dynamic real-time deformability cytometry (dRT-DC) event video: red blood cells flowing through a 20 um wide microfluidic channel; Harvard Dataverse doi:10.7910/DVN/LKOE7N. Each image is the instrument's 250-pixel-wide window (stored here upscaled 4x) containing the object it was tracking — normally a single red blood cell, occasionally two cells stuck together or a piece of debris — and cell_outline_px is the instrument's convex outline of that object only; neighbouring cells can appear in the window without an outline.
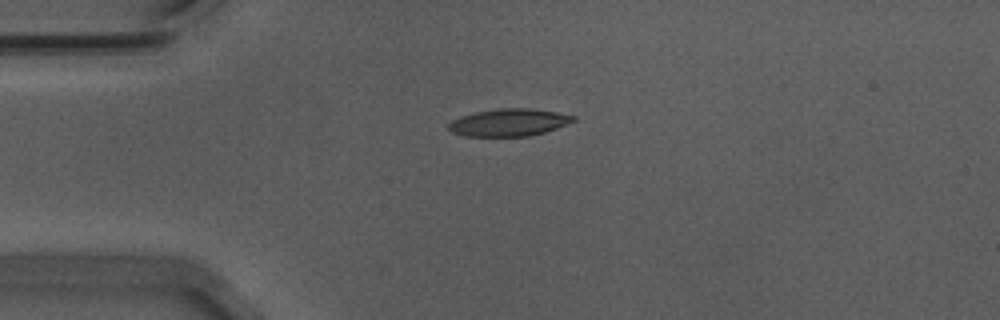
{"species": "Egyptian fruit bat (a non-hibernating species)", "species_latin": "Rousettus aegyptiacus", "temperature_condition": "warm", "stored_images_in_passage": 20, "camera_frame_rate_fps": 3000, "um_per_image_px": 0.085, "animal": {"sex": "male"}, "frame": {"image": 1, "passage_image": 1, "time_ms": 0.0, "image_size_px": [1000, 320], "cell_outline_px": [[576, 120], [556, 128], [544, 132], [528, 136], [464, 136], [452, 132], [448, 128], [448, 124], [452, 120], [476, 112], [500, 108], [528, 108], [556, 112], [576, 116]], "centroid_in_image_um": [43.26, 10.41], "position_along_channel_um": 41.7, "area_um2": 19.65}}
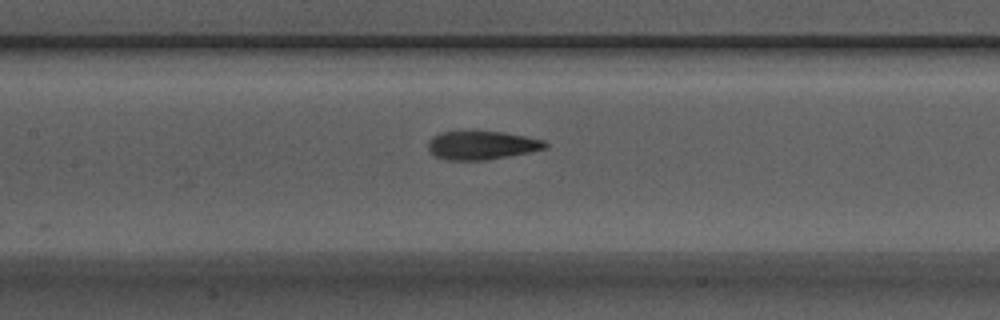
{"frame": {"image": 2, "passage_image": 13, "time_ms": 4.0, "image_size_px": [1000, 320], "cell_outline_px": [[548, 148], [528, 152], [484, 160], [448, 160], [436, 156], [428, 148], [428, 140], [432, 136], [440, 132], [504, 132], [544, 140], [548, 144]], "centroid_in_image_um": [40.95, 12.34], "position_along_channel_um": 166.5, "area_um2": 19.19}}
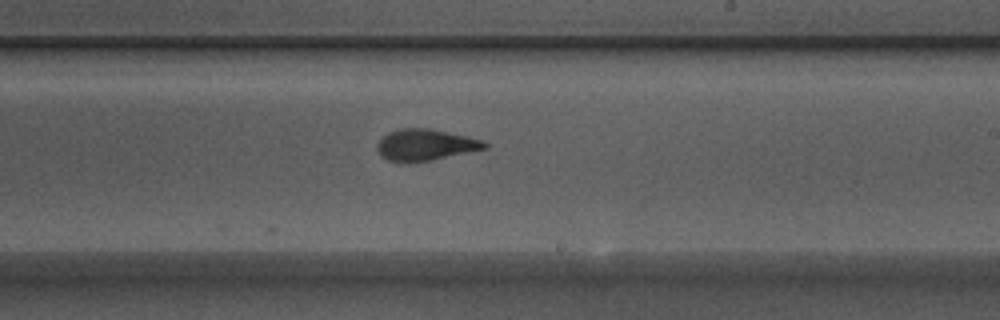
{"frame": {"image": 3, "passage_image": 20, "time_ms": 6.333, "image_size_px": [1000, 320], "cell_outline_px": [[488, 148], [432, 160], [408, 164], [388, 160], [380, 156], [376, 148], [376, 144], [388, 132], [400, 128], [428, 128], [468, 136], [484, 140], [488, 144]], "centroid_in_image_um": [36.15, 12.33], "position_along_channel_um": 252.9, "area_um2": 20.0}}